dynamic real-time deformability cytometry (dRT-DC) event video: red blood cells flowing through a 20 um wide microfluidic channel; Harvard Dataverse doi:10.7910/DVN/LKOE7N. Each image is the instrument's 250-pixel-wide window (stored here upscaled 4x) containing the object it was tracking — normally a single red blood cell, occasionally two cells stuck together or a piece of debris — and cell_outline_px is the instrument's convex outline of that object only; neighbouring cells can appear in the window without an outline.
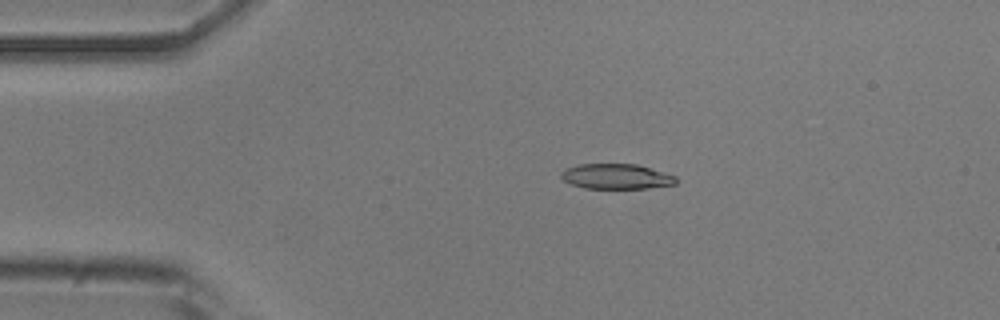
{"species": "common noctule bat (a hibernating species)", "species_latin": "Nyctalus noctula", "temperature_condition": "room temperature", "stored_images_in_passage": 42, "camera_frame_rate_fps": 3000, "um_per_image_px": 0.085, "animal": {"sex": "male", "body_mass_g": 20.5, "forearm_length_mm": 52.5}, "frame": {"image": 1, "passage_image": 9, "time_ms": 2.667, "image_size_px": [1000, 320], "cell_outline_px": [[680, 180], [676, 184], [648, 188], [584, 188], [572, 184], [564, 180], [560, 176], [560, 172], [564, 168], [576, 164], [636, 164], [676, 176]], "centroid_in_image_um": [52.38, 14.99], "position_along_channel_um": 32.6, "area_um2": 16.94}}
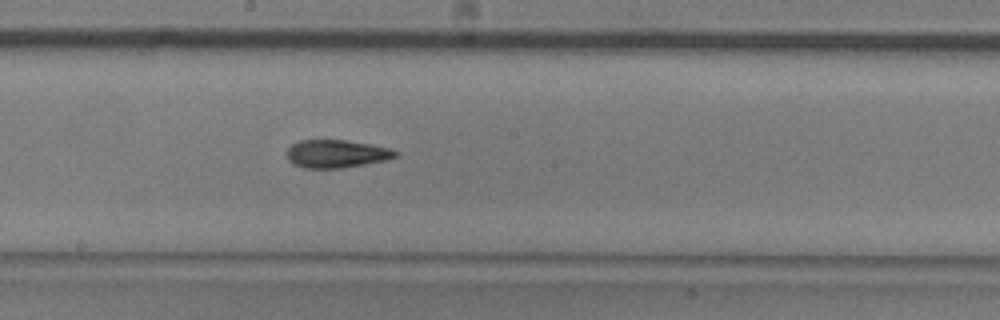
{"frame": {"image": 2, "passage_image": 27, "time_ms": 8.667, "image_size_px": [1000, 320], "cell_outline_px": [[400, 152], [396, 156], [384, 160], [364, 164], [340, 168], [304, 168], [292, 164], [288, 160], [288, 148], [292, 144], [300, 140], [344, 140], [392, 148]], "centroid_in_image_um": [28.59, 13.07], "position_along_channel_um": 219.6, "area_um2": 17.57}}
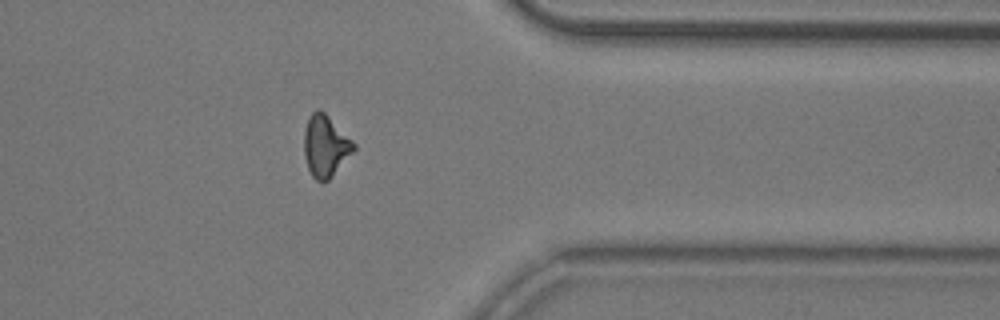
{"frame": {"image": 3, "passage_image": 41, "time_ms": 13.333, "image_size_px": [1000, 320], "cell_outline_px": [[356, 148], [332, 176], [328, 180], [316, 180], [312, 176], [308, 168], [304, 156], [304, 132], [308, 116], [316, 108], [320, 108], [356, 144]], "centroid_in_image_um": [27.64, 12.38], "position_along_channel_um": 383.8, "area_um2": 17.69}}